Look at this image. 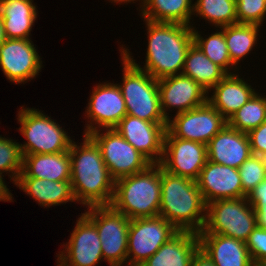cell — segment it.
Listing matches in <instances>:
<instances>
[{"label": "cell", "instance_id": "cell-1", "mask_svg": "<svg viewBox=\"0 0 266 266\" xmlns=\"http://www.w3.org/2000/svg\"><path fill=\"white\" fill-rule=\"evenodd\" d=\"M144 21L148 34V48L144 68L135 62L127 48L122 46L119 51L135 66L147 71L157 80L181 74L187 52L194 43L193 26L180 23Z\"/></svg>", "mask_w": 266, "mask_h": 266}, {"label": "cell", "instance_id": "cell-2", "mask_svg": "<svg viewBox=\"0 0 266 266\" xmlns=\"http://www.w3.org/2000/svg\"><path fill=\"white\" fill-rule=\"evenodd\" d=\"M83 143L71 142V185L75 200L86 207L110 206L115 180L111 177L96 142L83 134Z\"/></svg>", "mask_w": 266, "mask_h": 266}, {"label": "cell", "instance_id": "cell-3", "mask_svg": "<svg viewBox=\"0 0 266 266\" xmlns=\"http://www.w3.org/2000/svg\"><path fill=\"white\" fill-rule=\"evenodd\" d=\"M202 193L196 181L173 175L161 166V201L158 216L170 222L178 231L200 233L206 221Z\"/></svg>", "mask_w": 266, "mask_h": 266}, {"label": "cell", "instance_id": "cell-4", "mask_svg": "<svg viewBox=\"0 0 266 266\" xmlns=\"http://www.w3.org/2000/svg\"><path fill=\"white\" fill-rule=\"evenodd\" d=\"M161 201V165L115 181L110 206L129 219L156 217Z\"/></svg>", "mask_w": 266, "mask_h": 266}, {"label": "cell", "instance_id": "cell-5", "mask_svg": "<svg viewBox=\"0 0 266 266\" xmlns=\"http://www.w3.org/2000/svg\"><path fill=\"white\" fill-rule=\"evenodd\" d=\"M121 89L127 114L150 122H168L162 113L158 80L135 66L123 53Z\"/></svg>", "mask_w": 266, "mask_h": 266}, {"label": "cell", "instance_id": "cell-6", "mask_svg": "<svg viewBox=\"0 0 266 266\" xmlns=\"http://www.w3.org/2000/svg\"><path fill=\"white\" fill-rule=\"evenodd\" d=\"M18 112L19 131L27 142L20 144L23 155L60 153L69 151L71 137L41 110L23 108Z\"/></svg>", "mask_w": 266, "mask_h": 266}, {"label": "cell", "instance_id": "cell-7", "mask_svg": "<svg viewBox=\"0 0 266 266\" xmlns=\"http://www.w3.org/2000/svg\"><path fill=\"white\" fill-rule=\"evenodd\" d=\"M256 226V211L247 197L222 199L207 204L200 233L222 234L245 242Z\"/></svg>", "mask_w": 266, "mask_h": 266}, {"label": "cell", "instance_id": "cell-8", "mask_svg": "<svg viewBox=\"0 0 266 266\" xmlns=\"http://www.w3.org/2000/svg\"><path fill=\"white\" fill-rule=\"evenodd\" d=\"M83 213L95 226L101 241L103 259L110 266L127 264L130 219L111 206H92Z\"/></svg>", "mask_w": 266, "mask_h": 266}, {"label": "cell", "instance_id": "cell-9", "mask_svg": "<svg viewBox=\"0 0 266 266\" xmlns=\"http://www.w3.org/2000/svg\"><path fill=\"white\" fill-rule=\"evenodd\" d=\"M93 131L88 135L101 150L111 177L119 178L146 170L152 163L126 141L115 129Z\"/></svg>", "mask_w": 266, "mask_h": 266}, {"label": "cell", "instance_id": "cell-10", "mask_svg": "<svg viewBox=\"0 0 266 266\" xmlns=\"http://www.w3.org/2000/svg\"><path fill=\"white\" fill-rule=\"evenodd\" d=\"M177 232L178 230L161 216L130 219L127 266H140Z\"/></svg>", "mask_w": 266, "mask_h": 266}, {"label": "cell", "instance_id": "cell-11", "mask_svg": "<svg viewBox=\"0 0 266 266\" xmlns=\"http://www.w3.org/2000/svg\"><path fill=\"white\" fill-rule=\"evenodd\" d=\"M227 124V120L208 101L197 108L178 113L168 120L167 130L176 138L205 145Z\"/></svg>", "mask_w": 266, "mask_h": 266}, {"label": "cell", "instance_id": "cell-12", "mask_svg": "<svg viewBox=\"0 0 266 266\" xmlns=\"http://www.w3.org/2000/svg\"><path fill=\"white\" fill-rule=\"evenodd\" d=\"M207 160V145L176 138L166 129L160 162L165 171L196 181Z\"/></svg>", "mask_w": 266, "mask_h": 266}, {"label": "cell", "instance_id": "cell-13", "mask_svg": "<svg viewBox=\"0 0 266 266\" xmlns=\"http://www.w3.org/2000/svg\"><path fill=\"white\" fill-rule=\"evenodd\" d=\"M93 88L87 111L85 110V114L90 119L84 130L85 135L100 130L101 127L104 128L103 130L114 129L127 115L125 100L118 84L100 83Z\"/></svg>", "mask_w": 266, "mask_h": 266}, {"label": "cell", "instance_id": "cell-14", "mask_svg": "<svg viewBox=\"0 0 266 266\" xmlns=\"http://www.w3.org/2000/svg\"><path fill=\"white\" fill-rule=\"evenodd\" d=\"M167 124L145 121L127 114L114 129L152 164H160Z\"/></svg>", "mask_w": 266, "mask_h": 266}, {"label": "cell", "instance_id": "cell-15", "mask_svg": "<svg viewBox=\"0 0 266 266\" xmlns=\"http://www.w3.org/2000/svg\"><path fill=\"white\" fill-rule=\"evenodd\" d=\"M0 67L8 80L26 83L39 75L42 60L31 39H5L0 46Z\"/></svg>", "mask_w": 266, "mask_h": 266}, {"label": "cell", "instance_id": "cell-16", "mask_svg": "<svg viewBox=\"0 0 266 266\" xmlns=\"http://www.w3.org/2000/svg\"><path fill=\"white\" fill-rule=\"evenodd\" d=\"M65 250L57 255L64 266H96L103 260L96 226L82 213L76 222Z\"/></svg>", "mask_w": 266, "mask_h": 266}, {"label": "cell", "instance_id": "cell-17", "mask_svg": "<svg viewBox=\"0 0 266 266\" xmlns=\"http://www.w3.org/2000/svg\"><path fill=\"white\" fill-rule=\"evenodd\" d=\"M160 106L167 120V110L176 108L177 113L200 107L207 102L208 93L190 77L183 74L164 77L158 80Z\"/></svg>", "mask_w": 266, "mask_h": 266}, {"label": "cell", "instance_id": "cell-18", "mask_svg": "<svg viewBox=\"0 0 266 266\" xmlns=\"http://www.w3.org/2000/svg\"><path fill=\"white\" fill-rule=\"evenodd\" d=\"M196 183L206 204L216 200L243 197L237 168L207 160Z\"/></svg>", "mask_w": 266, "mask_h": 266}, {"label": "cell", "instance_id": "cell-19", "mask_svg": "<svg viewBox=\"0 0 266 266\" xmlns=\"http://www.w3.org/2000/svg\"><path fill=\"white\" fill-rule=\"evenodd\" d=\"M252 155L247 133L240 132L228 124L207 144V158L211 162L239 168Z\"/></svg>", "mask_w": 266, "mask_h": 266}, {"label": "cell", "instance_id": "cell-20", "mask_svg": "<svg viewBox=\"0 0 266 266\" xmlns=\"http://www.w3.org/2000/svg\"><path fill=\"white\" fill-rule=\"evenodd\" d=\"M200 249L216 266H254L244 241L222 234L198 233Z\"/></svg>", "mask_w": 266, "mask_h": 266}, {"label": "cell", "instance_id": "cell-21", "mask_svg": "<svg viewBox=\"0 0 266 266\" xmlns=\"http://www.w3.org/2000/svg\"><path fill=\"white\" fill-rule=\"evenodd\" d=\"M199 248L198 233L178 231L140 266H190Z\"/></svg>", "mask_w": 266, "mask_h": 266}, {"label": "cell", "instance_id": "cell-22", "mask_svg": "<svg viewBox=\"0 0 266 266\" xmlns=\"http://www.w3.org/2000/svg\"><path fill=\"white\" fill-rule=\"evenodd\" d=\"M252 88L232 72L212 88L214 95L208 96L207 101L228 121L256 93Z\"/></svg>", "mask_w": 266, "mask_h": 266}, {"label": "cell", "instance_id": "cell-23", "mask_svg": "<svg viewBox=\"0 0 266 266\" xmlns=\"http://www.w3.org/2000/svg\"><path fill=\"white\" fill-rule=\"evenodd\" d=\"M19 177H33L51 181L70 180V153L67 151L23 155V168Z\"/></svg>", "mask_w": 266, "mask_h": 266}, {"label": "cell", "instance_id": "cell-24", "mask_svg": "<svg viewBox=\"0 0 266 266\" xmlns=\"http://www.w3.org/2000/svg\"><path fill=\"white\" fill-rule=\"evenodd\" d=\"M37 13L33 0H0L5 38L30 39Z\"/></svg>", "mask_w": 266, "mask_h": 266}, {"label": "cell", "instance_id": "cell-25", "mask_svg": "<svg viewBox=\"0 0 266 266\" xmlns=\"http://www.w3.org/2000/svg\"><path fill=\"white\" fill-rule=\"evenodd\" d=\"M14 184L42 207L76 202L70 180L51 181L33 177H18Z\"/></svg>", "mask_w": 266, "mask_h": 266}, {"label": "cell", "instance_id": "cell-26", "mask_svg": "<svg viewBox=\"0 0 266 266\" xmlns=\"http://www.w3.org/2000/svg\"><path fill=\"white\" fill-rule=\"evenodd\" d=\"M144 20L190 25L192 0H143L140 6Z\"/></svg>", "mask_w": 266, "mask_h": 266}, {"label": "cell", "instance_id": "cell-27", "mask_svg": "<svg viewBox=\"0 0 266 266\" xmlns=\"http://www.w3.org/2000/svg\"><path fill=\"white\" fill-rule=\"evenodd\" d=\"M181 74L193 79L207 92L209 90L211 92V89L227 75L221 67L213 63L194 43L187 52Z\"/></svg>", "mask_w": 266, "mask_h": 266}, {"label": "cell", "instance_id": "cell-28", "mask_svg": "<svg viewBox=\"0 0 266 266\" xmlns=\"http://www.w3.org/2000/svg\"><path fill=\"white\" fill-rule=\"evenodd\" d=\"M259 25L234 24L221 27L224 32L228 53L232 64H236L253 49L258 41Z\"/></svg>", "mask_w": 266, "mask_h": 266}, {"label": "cell", "instance_id": "cell-29", "mask_svg": "<svg viewBox=\"0 0 266 266\" xmlns=\"http://www.w3.org/2000/svg\"><path fill=\"white\" fill-rule=\"evenodd\" d=\"M266 121V97L257 92L240 108L227 124L244 133H249Z\"/></svg>", "mask_w": 266, "mask_h": 266}, {"label": "cell", "instance_id": "cell-30", "mask_svg": "<svg viewBox=\"0 0 266 266\" xmlns=\"http://www.w3.org/2000/svg\"><path fill=\"white\" fill-rule=\"evenodd\" d=\"M193 14L201 16L218 28L234 25L237 24L236 0H197Z\"/></svg>", "mask_w": 266, "mask_h": 266}, {"label": "cell", "instance_id": "cell-31", "mask_svg": "<svg viewBox=\"0 0 266 266\" xmlns=\"http://www.w3.org/2000/svg\"><path fill=\"white\" fill-rule=\"evenodd\" d=\"M193 40L202 52L215 64L221 67L227 74H231L230 68H233L231 58L228 53L224 32L217 30L208 38H202L201 34L193 27ZM232 66V67H231Z\"/></svg>", "mask_w": 266, "mask_h": 266}, {"label": "cell", "instance_id": "cell-32", "mask_svg": "<svg viewBox=\"0 0 266 266\" xmlns=\"http://www.w3.org/2000/svg\"><path fill=\"white\" fill-rule=\"evenodd\" d=\"M22 168L23 154L20 144L12 139L0 136V175L3 176L2 173L8 172L13 183H16Z\"/></svg>", "mask_w": 266, "mask_h": 266}, {"label": "cell", "instance_id": "cell-33", "mask_svg": "<svg viewBox=\"0 0 266 266\" xmlns=\"http://www.w3.org/2000/svg\"><path fill=\"white\" fill-rule=\"evenodd\" d=\"M241 179L243 197L247 195L265 179L263 157L251 155L238 168Z\"/></svg>", "mask_w": 266, "mask_h": 266}, {"label": "cell", "instance_id": "cell-34", "mask_svg": "<svg viewBox=\"0 0 266 266\" xmlns=\"http://www.w3.org/2000/svg\"><path fill=\"white\" fill-rule=\"evenodd\" d=\"M265 16L266 0H236L237 23L262 26Z\"/></svg>", "mask_w": 266, "mask_h": 266}, {"label": "cell", "instance_id": "cell-35", "mask_svg": "<svg viewBox=\"0 0 266 266\" xmlns=\"http://www.w3.org/2000/svg\"><path fill=\"white\" fill-rule=\"evenodd\" d=\"M245 244L253 264L264 265L266 263V229L256 226Z\"/></svg>", "mask_w": 266, "mask_h": 266}, {"label": "cell", "instance_id": "cell-36", "mask_svg": "<svg viewBox=\"0 0 266 266\" xmlns=\"http://www.w3.org/2000/svg\"><path fill=\"white\" fill-rule=\"evenodd\" d=\"M252 155L266 156V121L248 133Z\"/></svg>", "mask_w": 266, "mask_h": 266}, {"label": "cell", "instance_id": "cell-37", "mask_svg": "<svg viewBox=\"0 0 266 266\" xmlns=\"http://www.w3.org/2000/svg\"><path fill=\"white\" fill-rule=\"evenodd\" d=\"M247 199L255 211L266 206V178L247 195Z\"/></svg>", "mask_w": 266, "mask_h": 266}, {"label": "cell", "instance_id": "cell-38", "mask_svg": "<svg viewBox=\"0 0 266 266\" xmlns=\"http://www.w3.org/2000/svg\"><path fill=\"white\" fill-rule=\"evenodd\" d=\"M190 266H216L214 262L200 248L193 255Z\"/></svg>", "mask_w": 266, "mask_h": 266}, {"label": "cell", "instance_id": "cell-39", "mask_svg": "<svg viewBox=\"0 0 266 266\" xmlns=\"http://www.w3.org/2000/svg\"><path fill=\"white\" fill-rule=\"evenodd\" d=\"M5 181H3V177L0 175V201H12V193L9 192L7 185H5Z\"/></svg>", "mask_w": 266, "mask_h": 266}, {"label": "cell", "instance_id": "cell-40", "mask_svg": "<svg viewBox=\"0 0 266 266\" xmlns=\"http://www.w3.org/2000/svg\"><path fill=\"white\" fill-rule=\"evenodd\" d=\"M257 226L266 229V206L260 207L256 211Z\"/></svg>", "mask_w": 266, "mask_h": 266}, {"label": "cell", "instance_id": "cell-41", "mask_svg": "<svg viewBox=\"0 0 266 266\" xmlns=\"http://www.w3.org/2000/svg\"><path fill=\"white\" fill-rule=\"evenodd\" d=\"M5 34H4V28H3V20L0 14V46L3 44L5 41Z\"/></svg>", "mask_w": 266, "mask_h": 266}, {"label": "cell", "instance_id": "cell-42", "mask_svg": "<svg viewBox=\"0 0 266 266\" xmlns=\"http://www.w3.org/2000/svg\"><path fill=\"white\" fill-rule=\"evenodd\" d=\"M109 1H112V3L114 2V3H118V2H120V4L122 3V2H124V3H129V2H131V1H135V0H109ZM141 2L143 1V0H140Z\"/></svg>", "mask_w": 266, "mask_h": 266}, {"label": "cell", "instance_id": "cell-43", "mask_svg": "<svg viewBox=\"0 0 266 266\" xmlns=\"http://www.w3.org/2000/svg\"><path fill=\"white\" fill-rule=\"evenodd\" d=\"M263 162H264V172H265V178H266V156L263 157Z\"/></svg>", "mask_w": 266, "mask_h": 266}, {"label": "cell", "instance_id": "cell-44", "mask_svg": "<svg viewBox=\"0 0 266 266\" xmlns=\"http://www.w3.org/2000/svg\"><path fill=\"white\" fill-rule=\"evenodd\" d=\"M57 264L56 266H64L60 261Z\"/></svg>", "mask_w": 266, "mask_h": 266}]
</instances>
